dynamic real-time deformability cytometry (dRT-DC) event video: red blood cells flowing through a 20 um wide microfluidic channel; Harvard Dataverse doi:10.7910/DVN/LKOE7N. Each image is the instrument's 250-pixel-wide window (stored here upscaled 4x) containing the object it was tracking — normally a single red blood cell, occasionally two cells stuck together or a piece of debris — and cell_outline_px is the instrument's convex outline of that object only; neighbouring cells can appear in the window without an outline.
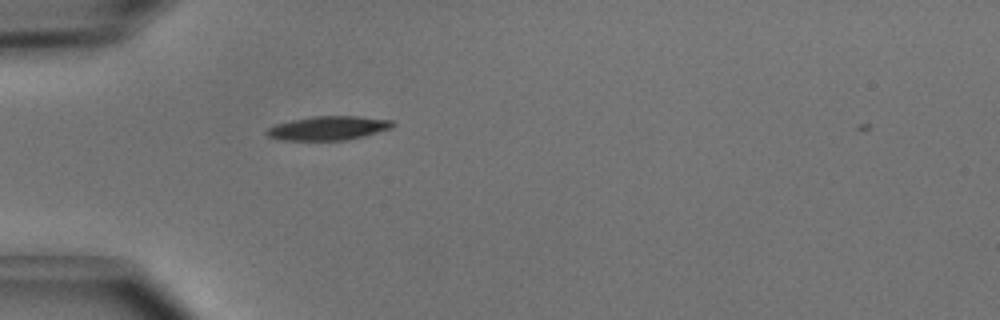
{"species": "common noctule bat (a hibernating species)", "species_latin": "Nyctalus noctula", "temperature_condition": "cold", "stored_images_in_passage": 1, "camera_frame_rate_fps": 3000, "um_per_image_px": 0.085, "animal": {"sex": "male", "body_mass_g": 15.6}, "frame": {"image": 1, "passage_image": 1, "time_ms": 0.0, "image_size_px": [1000, 320], "cell_outline_px": [[396, 124], [392, 128], [364, 136], [348, 140], [280, 140], [268, 136], [264, 132], [268, 128], [276, 124], [292, 120], [312, 116], [360, 116], [392, 120]], "centroid_in_image_um": [27.92, 10.89], "position_along_channel_um": 57.1, "area_um2": 17.69}}